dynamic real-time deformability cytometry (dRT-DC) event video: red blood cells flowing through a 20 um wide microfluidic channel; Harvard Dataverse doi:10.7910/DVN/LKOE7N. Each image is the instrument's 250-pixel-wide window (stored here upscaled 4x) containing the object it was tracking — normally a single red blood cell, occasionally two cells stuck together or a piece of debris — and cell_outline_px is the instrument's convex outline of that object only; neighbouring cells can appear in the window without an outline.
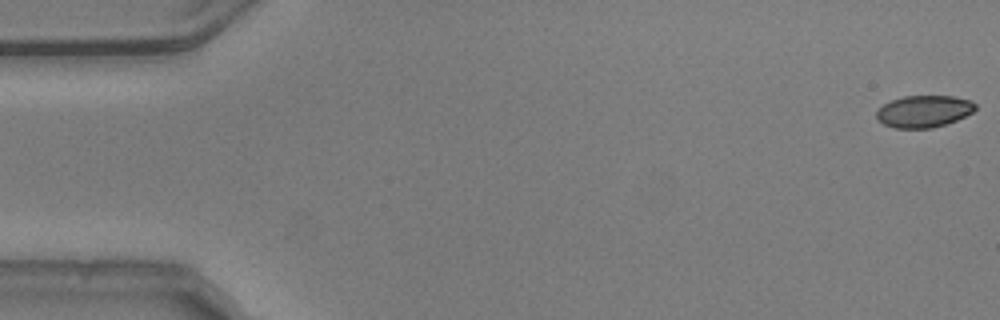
{"species": "common noctule bat (a hibernating species)", "species_latin": "Nyctalus noctula", "temperature_condition": "warm", "stored_images_in_passage": 20, "camera_frame_rate_fps": 3000, "um_per_image_px": 0.085, "animal": {"sex": "male", "body_mass_g": 20.5, "forearm_length_mm": 52.5}, "frame": {"image": 1, "passage_image": 1, "time_ms": 0.0, "image_size_px": [1000, 320], "cell_outline_px": [[976, 108], [972, 112], [956, 120], [932, 128], [896, 128], [884, 124], [876, 116], [876, 112], [884, 104], [892, 100], [904, 96], [952, 96], [968, 100], [976, 104]], "centroid_in_image_um": [78.52, 9.46], "position_along_channel_um": 6.5, "area_um2": 18.09}}
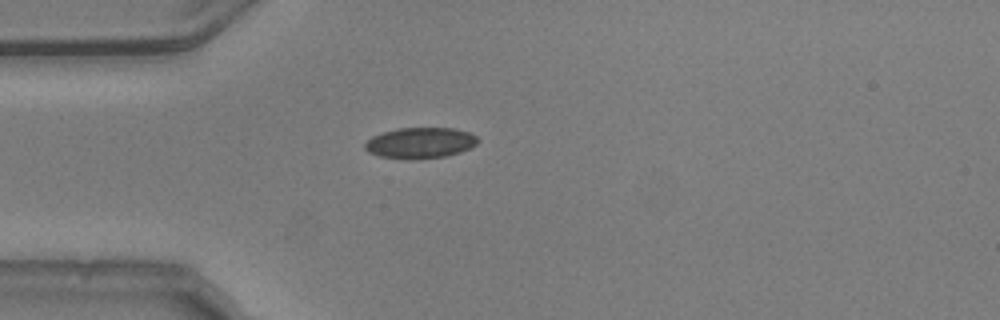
{"frame": {"image": 2, "passage_image": 15, "time_ms": 4.667, "image_size_px": [1000, 320], "cell_outline_px": [[480, 140], [476, 144], [460, 152], [444, 156], [412, 160], [380, 156], [368, 152], [364, 148], [364, 144], [372, 136], [396, 128], [456, 128], [468, 132], [476, 136]], "centroid_in_image_um": [35.71, 12.14], "position_along_channel_um": 49.3, "area_um2": 20.29}}